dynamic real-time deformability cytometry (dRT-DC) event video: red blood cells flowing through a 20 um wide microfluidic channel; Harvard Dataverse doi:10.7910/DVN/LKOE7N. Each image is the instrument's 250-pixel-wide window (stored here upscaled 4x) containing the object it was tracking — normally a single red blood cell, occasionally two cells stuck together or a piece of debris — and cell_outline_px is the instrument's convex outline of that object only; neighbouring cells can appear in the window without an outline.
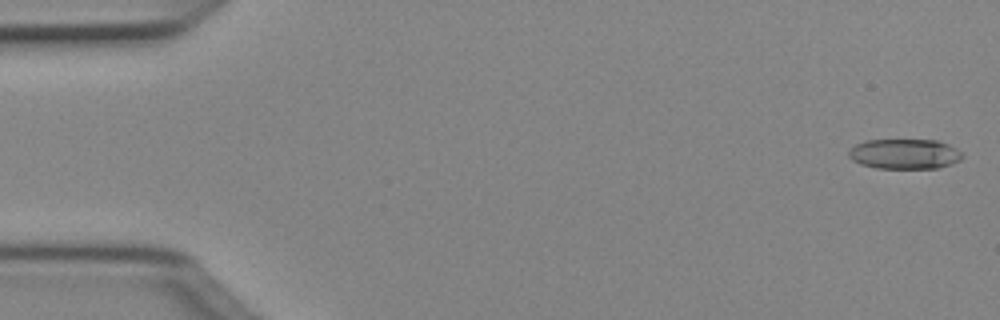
{"species": "Egyptian fruit bat (a non-hibernating species)", "species_latin": "Rousettus aegyptiacus", "temperature_condition": "cold", "stored_images_in_passage": 49, "camera_frame_rate_fps": 3000, "um_per_image_px": 0.085, "animal": {"sex": "female"}, "frame": {"image": 1, "passage_image": 1, "time_ms": 0.0, "image_size_px": [1000, 320], "cell_outline_px": [[964, 156], [960, 160], [952, 164], [936, 168], [876, 168], [860, 164], [852, 160], [848, 156], [848, 152], [856, 144], [864, 140], [936, 140], [948, 144], [956, 148]], "centroid_in_image_um": [76.88, 13.08], "position_along_channel_um": 8.1, "area_um2": 19.94}}
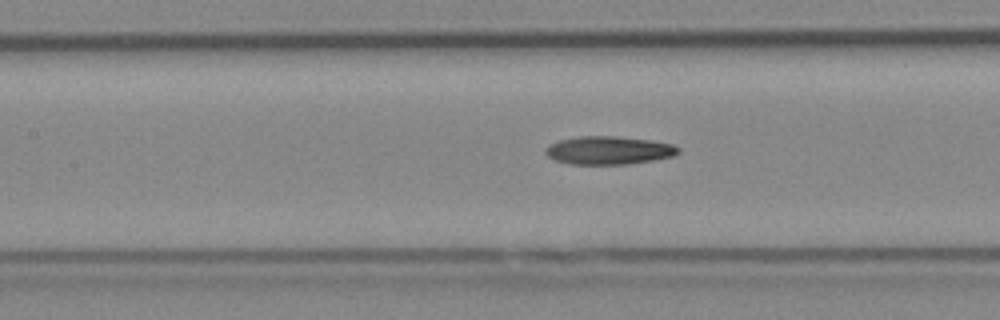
{"frame": {"image": 2, "passage_image": 22, "time_ms": 7.0, "image_size_px": [1000, 320], "cell_outline_px": [[680, 152], [672, 156], [652, 160], [628, 164], [568, 164], [556, 160], [548, 156], [544, 152], [544, 148], [548, 144], [560, 140], [580, 136], [616, 136], [652, 140], [672, 144], [680, 148]], "centroid_in_image_um": [51.72, 12.77], "position_along_channel_um": 155.7, "area_um2": 21.85}}
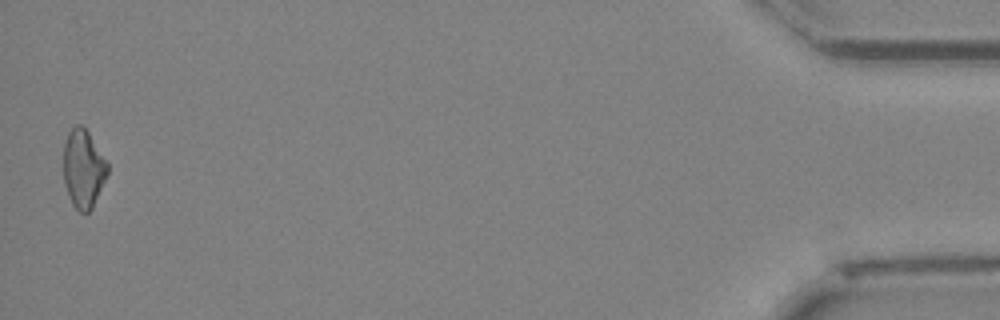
{"frame": {"image": 3, "passage_image": 49, "time_ms": 16.0, "image_size_px": [1000, 320], "cell_outline_px": [[108, 176], [92, 208], [88, 212], [80, 212], [72, 204], [68, 196], [64, 184], [64, 144], [68, 132], [76, 124], [80, 124], [88, 132], [108, 164]], "centroid_in_image_um": [7.08, 14.36], "position_along_channel_um": 428.1, "area_um2": 20.06}, "authors_computed_cell_mechanics": {"area_um2": 20.9814, "velocity_mm_per_s": 4.0663, "shape_relaxation_time_tau1_ms": null, "shape_relaxation_time_tau2_ms": 4.0186, "deformation_change_tau1": null, "deformation_change_tau2": 0.1451}}